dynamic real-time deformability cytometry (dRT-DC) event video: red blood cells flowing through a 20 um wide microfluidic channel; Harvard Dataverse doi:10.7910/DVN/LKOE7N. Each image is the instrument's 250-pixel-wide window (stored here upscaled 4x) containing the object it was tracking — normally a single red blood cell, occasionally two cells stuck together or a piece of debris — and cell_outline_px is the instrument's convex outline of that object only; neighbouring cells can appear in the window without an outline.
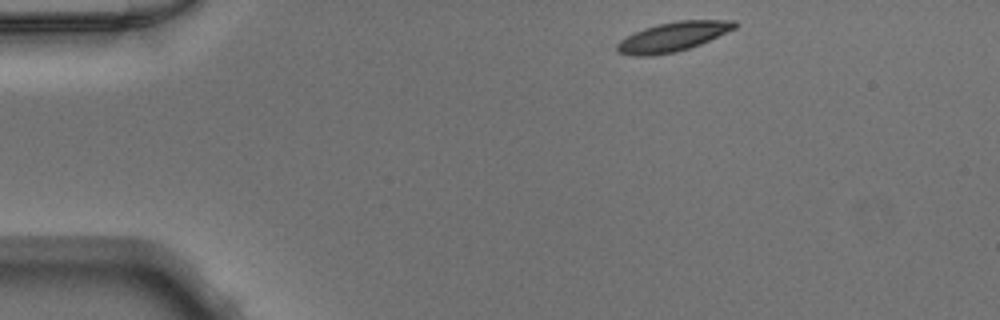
{"species": "Egyptian fruit bat (a non-hibernating species)", "species_latin": "Rousettus aegyptiacus", "temperature_condition": "warm", "stored_images_in_passage": 43, "camera_frame_rate_fps": 3000, "um_per_image_px": 0.085, "animal": {"sex": "male"}, "frame": {"image": 1, "passage_image": 1, "time_ms": 0.0, "image_size_px": [1000, 320], "cell_outline_px": [[740, 24], [736, 28], [700, 44], [676, 52], [648, 56], [632, 56], [616, 52], [616, 44], [620, 40], [644, 28], [660, 24], [680, 20], [736, 20]], "centroid_in_image_um": [57.21, 3.12], "position_along_channel_um": 27.8, "area_um2": 20.06}}
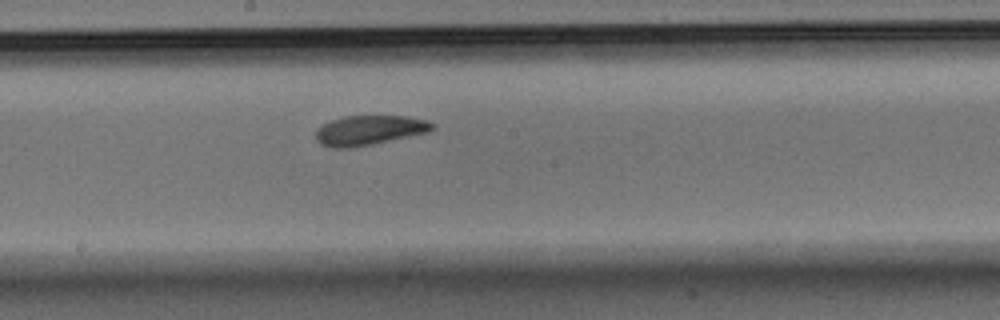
{"frame": {"image": 2, "passage_image": 20, "time_ms": 6.333, "image_size_px": [1000, 320], "cell_outline_px": [[436, 124], [428, 132], [372, 144], [352, 148], [332, 148], [320, 144], [316, 140], [316, 128], [320, 124], [344, 116], [408, 116], [428, 120]], "centroid_in_image_um": [31.35, 11.07], "position_along_channel_um": 216.8, "area_um2": 20.29}}
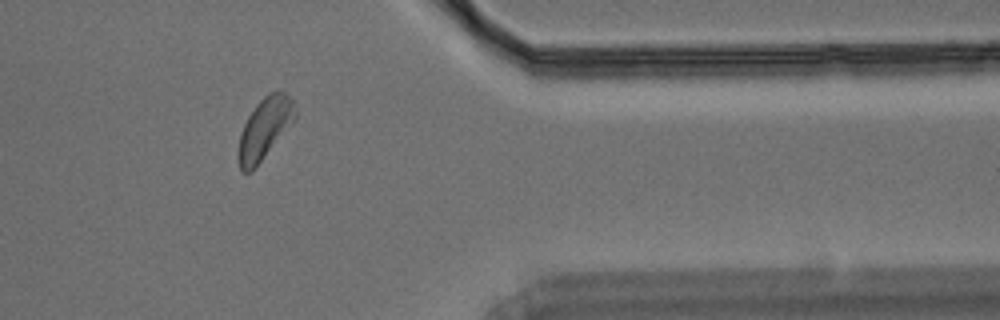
{"frame": {"image": 3, "passage_image": 34, "time_ms": 11.0, "image_size_px": [1000, 320], "cell_outline_px": [[296, 120], [252, 172], [244, 172], [240, 168], [236, 156], [240, 132], [248, 116], [256, 104], [268, 92], [288, 92], [292, 100], [296, 112]], "centroid_in_image_um": [22.49, 10.94], "position_along_channel_um": 388.9, "area_um2": 20.63}}